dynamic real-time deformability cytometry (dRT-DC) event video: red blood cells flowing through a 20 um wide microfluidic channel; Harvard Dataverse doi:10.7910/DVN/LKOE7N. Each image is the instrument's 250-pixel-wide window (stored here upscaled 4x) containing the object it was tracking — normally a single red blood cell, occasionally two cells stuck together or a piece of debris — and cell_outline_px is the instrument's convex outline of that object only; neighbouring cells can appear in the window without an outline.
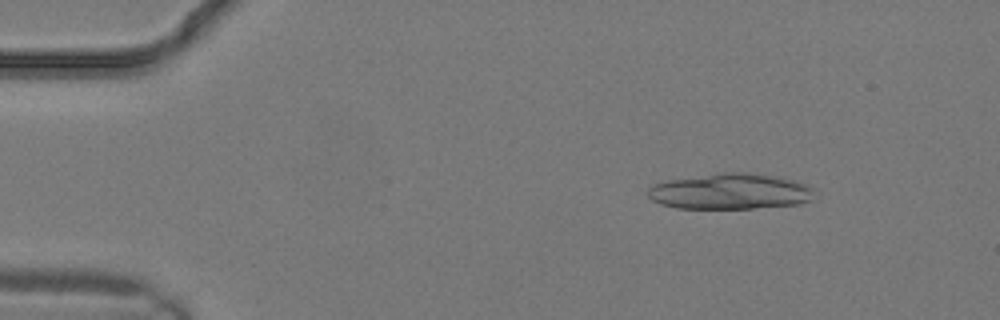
{"species": "common noctule bat (a hibernating species)", "species_latin": "Nyctalus noctula", "temperature_condition": "warm", "stored_images_in_passage": 12, "camera_frame_rate_fps": 3000, "um_per_image_px": 0.085, "animal": {"sex": "male", "body_mass_g": 19.2, "forearm_length_mm": 51.8}, "frame": {"image": 1, "passage_image": 4, "time_ms": 1.0, "image_size_px": [1000, 320], "cell_outline_px": [[812, 200], [800, 204], [752, 208], [676, 208], [660, 204], [652, 200], [648, 196], [648, 188], [652, 184], [668, 180], [724, 172], [744, 172], [776, 176], [808, 184], [812, 188]], "centroid_in_image_um": [62.06, 16.27], "position_along_channel_um": 22.9, "area_um2": 34.68}}